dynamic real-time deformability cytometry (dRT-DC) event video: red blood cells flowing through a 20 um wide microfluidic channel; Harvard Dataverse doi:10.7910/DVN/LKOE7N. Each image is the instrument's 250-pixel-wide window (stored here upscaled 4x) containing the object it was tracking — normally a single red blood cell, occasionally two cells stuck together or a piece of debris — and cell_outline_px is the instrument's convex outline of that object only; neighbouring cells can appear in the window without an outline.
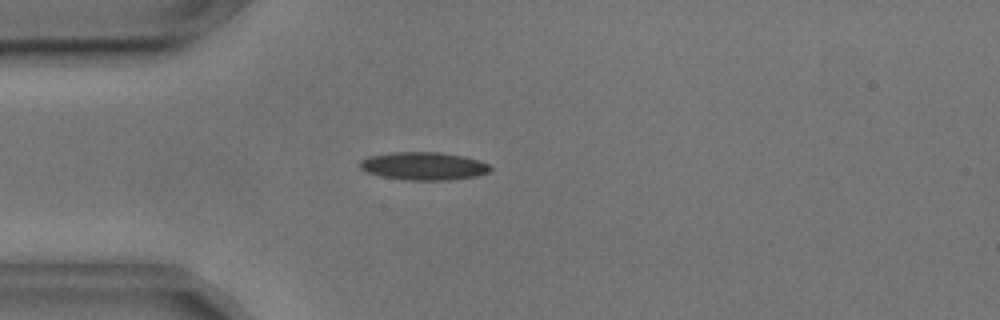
{"species": "common noctule bat (a hibernating species)", "species_latin": "Nyctalus noctula", "temperature_condition": "cold", "stored_images_in_passage": 42, "camera_frame_rate_fps": 3000, "um_per_image_px": 0.085, "animal": {"sex": "male", "body_mass_g": 17.9, "forearm_length_mm": 54.2}, "frame": {"image": 1, "passage_image": 2, "time_ms": 0.333, "image_size_px": [1000, 320], "cell_outline_px": [[492, 168], [488, 172], [476, 176], [448, 180], [408, 180], [380, 176], [368, 172], [360, 168], [360, 160], [368, 156], [392, 152], [440, 152], [464, 156], [480, 160], [488, 164]], "centroid_in_image_um": [36.01, 14.11], "position_along_channel_um": 49.0, "area_um2": 21.27}}
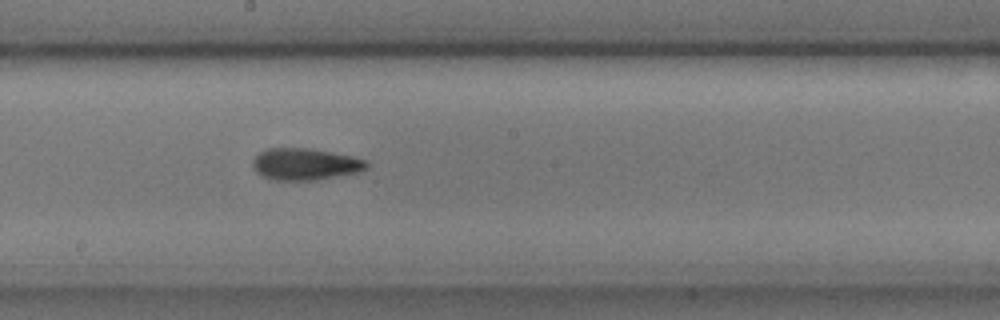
{"frame": {"image": 2, "passage_image": 17, "time_ms": 5.333, "image_size_px": [1000, 320], "cell_outline_px": [[368, 168], [360, 172], [316, 180], [272, 180], [256, 172], [252, 164], [252, 160], [260, 152], [268, 148], [312, 148], [352, 156], [368, 160]], "centroid_in_image_um": [25.97, 13.95], "position_along_channel_um": 222.2, "area_um2": 21.27}}
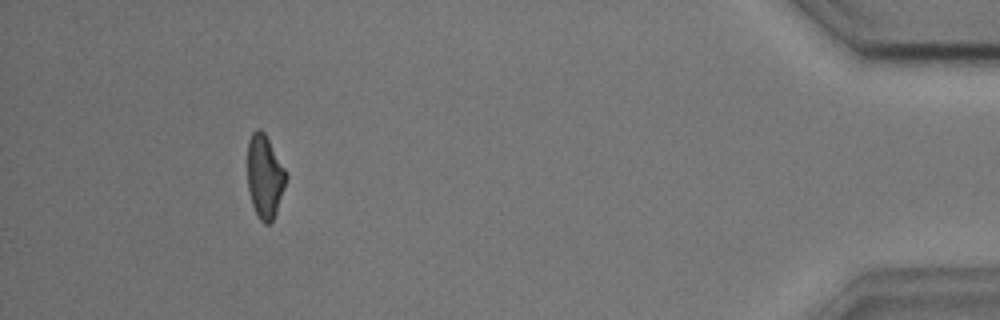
{"frame": {"image": 3, "passage_image": 38, "time_ms": 12.333, "image_size_px": [1000, 320], "cell_outline_px": [[288, 176], [276, 212], [272, 220], [268, 224], [264, 224], [260, 220], [252, 204], [248, 188], [248, 140], [252, 132], [256, 128], [260, 128], [264, 132], [284, 168]], "centroid_in_image_um": [22.49, 14.99], "position_along_channel_um": 412.7, "area_um2": 18.5}, "authors_computed_cell_mechanics": {"area_um2": 20.23, "velocity_mm_per_s": 3.6503, "shape_relaxation_time_tau1_ms": 4.7879, "shape_relaxation_time_tau2_ms": 3.6394, "deformation_change_tau1": 0.1303, "deformation_change_tau2": 0.1125}}